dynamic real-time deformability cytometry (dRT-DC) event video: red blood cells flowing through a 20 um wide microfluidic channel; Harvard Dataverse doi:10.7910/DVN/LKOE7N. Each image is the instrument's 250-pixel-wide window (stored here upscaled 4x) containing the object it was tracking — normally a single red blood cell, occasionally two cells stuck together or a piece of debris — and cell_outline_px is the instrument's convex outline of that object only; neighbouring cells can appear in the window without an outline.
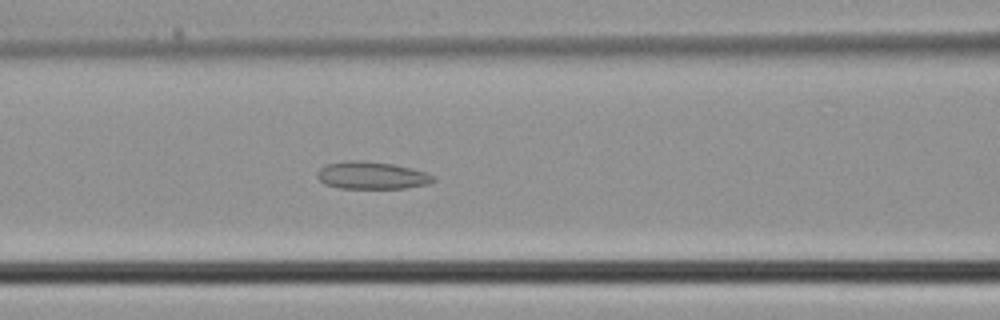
{"species": "common noctule bat (a hibernating species)", "species_latin": "Nyctalus noctula", "temperature_condition": "cold", "stored_images_in_passage": 37, "camera_frame_rate_fps": 3000, "um_per_image_px": 0.085, "animal": {"sex": "male", "body_mass_g": 21.5, "forearm_length_mm": 52.0}, "frame": {"image": 1, "passage_image": 15, "time_ms": 4.667, "image_size_px": [1000, 320], "cell_outline_px": [[436, 180], [428, 184], [404, 188], [340, 188], [324, 184], [316, 176], [316, 172], [320, 168], [328, 164], [348, 160], [356, 160], [392, 164], [412, 168], [428, 172], [436, 176]], "centroid_in_image_um": [31.62, 14.91], "position_along_channel_um": 135.0, "area_um2": 18.61}}
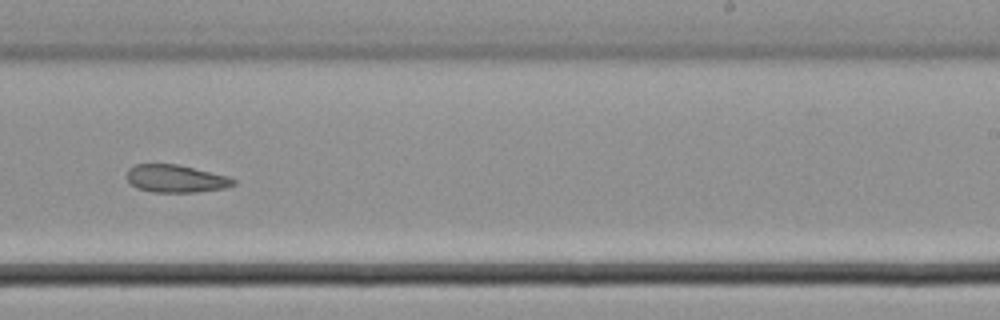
{"frame": {"image": 2, "passage_image": 23, "time_ms": 7.333, "image_size_px": [1000, 320], "cell_outline_px": [[236, 184], [224, 188], [196, 192], [152, 192], [136, 188], [128, 180], [128, 168], [136, 164], [176, 164], [228, 176], [236, 180]], "centroid_in_image_um": [14.95, 15.19], "position_along_channel_um": 274.1, "area_um2": 17.05}}
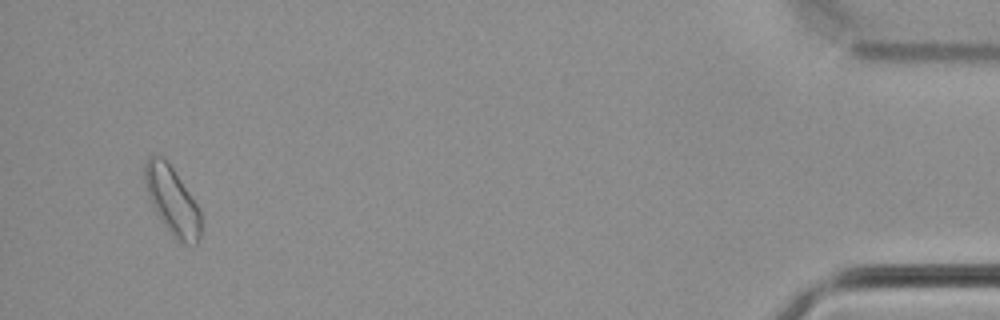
{"frame": {"image": 3, "passage_image": 36, "time_ms": 11.667, "image_size_px": [1000, 320], "cell_outline_px": [[200, 236], [196, 244], [180, 244], [172, 236], [160, 220], [148, 196], [144, 180], [144, 164], [148, 156], [164, 156], [200, 208]], "centroid_in_image_um": [14.63, 17.07], "position_along_channel_um": 420.6, "area_um2": 22.25}}